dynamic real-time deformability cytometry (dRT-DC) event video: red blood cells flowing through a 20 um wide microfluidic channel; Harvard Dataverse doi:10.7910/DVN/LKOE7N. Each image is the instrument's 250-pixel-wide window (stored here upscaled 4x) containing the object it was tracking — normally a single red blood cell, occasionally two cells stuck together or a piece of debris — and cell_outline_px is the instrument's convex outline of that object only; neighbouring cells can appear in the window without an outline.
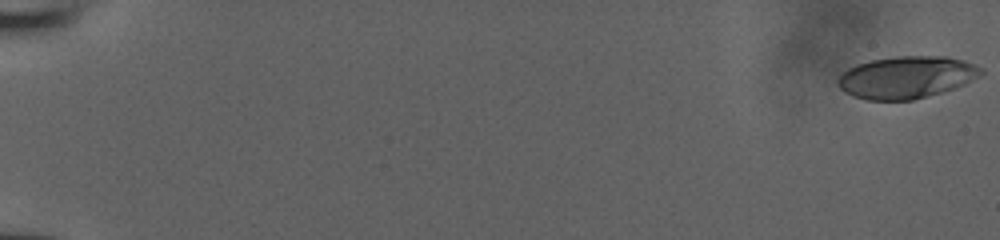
{"species": "human", "species_latin": "Homo sapiens", "temperature_condition": "room temperature", "stored_images_in_passage": 51, "camera_frame_rate_fps": 3000, "um_per_image_px": 0.085, "donor": {"sex": "male"}, "frame": {"image": 1, "passage_image": 1, "time_ms": 0.0, "image_size_px": [1000, 240], "cell_outline_px": [[984, 72], [980, 76], [964, 84], [940, 92], [912, 100], [868, 100], [852, 96], [844, 92], [836, 84], [836, 80], [848, 68], [856, 64], [872, 60], [896, 56], [948, 56], [964, 60], [980, 68]], "centroid_in_image_um": [77.02, 6.56], "position_along_channel_um": 8.0, "area_um2": 35.08}}
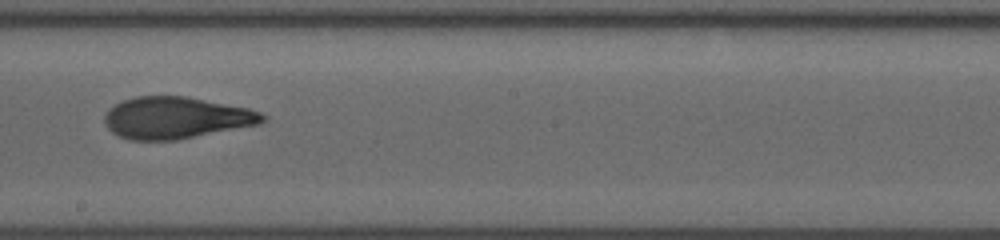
{"frame": {"image": 2, "passage_image": 33, "time_ms": 10.667, "image_size_px": [1000, 240], "cell_outline_px": [[268, 116], [260, 124], [176, 140], [128, 140], [112, 132], [108, 128], [104, 120], [104, 116], [108, 108], [124, 100], [136, 96], [184, 96], [248, 108], [260, 112]], "centroid_in_image_um": [14.95, 10.01], "position_along_channel_um": 233.2, "area_um2": 38.32}}
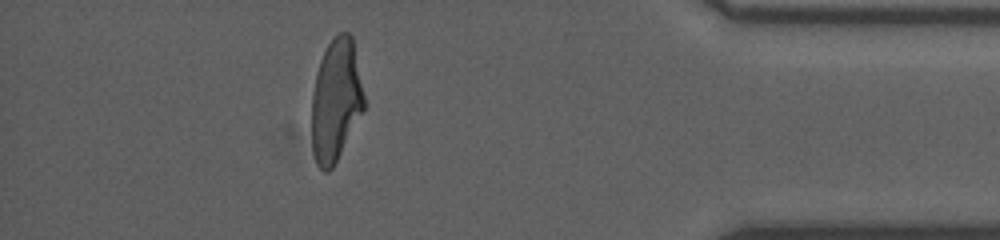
{"frame": {"image": 3, "passage_image": 48, "time_ms": 15.667, "image_size_px": [1000, 240], "cell_outline_px": [[364, 108], [332, 168], [328, 172], [324, 172], [316, 164], [312, 148], [312, 96], [316, 72], [320, 60], [328, 44], [340, 32], [348, 32], [352, 36], [364, 96]], "centroid_in_image_um": [28.53, 8.53], "position_along_channel_um": 406.7, "area_um2": 36.82}}